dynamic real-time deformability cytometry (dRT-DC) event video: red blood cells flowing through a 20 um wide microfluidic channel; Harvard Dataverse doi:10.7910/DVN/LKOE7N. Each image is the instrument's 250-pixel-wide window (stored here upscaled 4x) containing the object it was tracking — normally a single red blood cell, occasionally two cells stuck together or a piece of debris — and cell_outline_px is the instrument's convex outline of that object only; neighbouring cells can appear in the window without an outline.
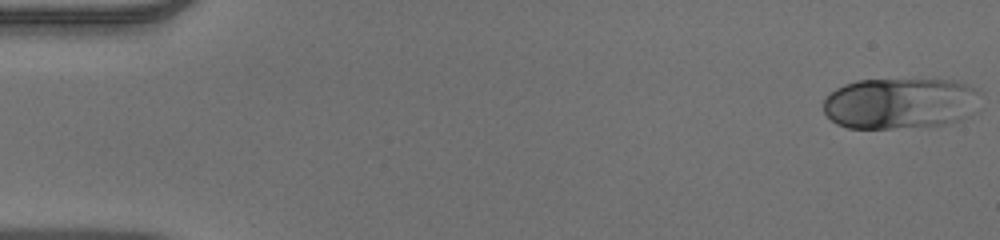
{"species": "human", "species_latin": "Homo sapiens", "temperature_condition": "warm", "stored_images_in_passage": 52, "camera_frame_rate_fps": 3000, "um_per_image_px": 0.085, "donor": {"sex": "male"}, "frame": {"image": 1, "passage_image": 1, "time_ms": 0.0, "image_size_px": [1000, 240], "cell_outline_px": [[980, 92], [968, 116], [960, 120], [944, 124], [892, 128], [848, 128], [836, 124], [824, 112], [824, 100], [836, 88], [844, 84], [856, 80], [952, 80], [968, 84], [976, 88]], "centroid_in_image_um": [76.47, 8.77], "position_along_channel_um": 8.5, "area_um2": 46.36}}
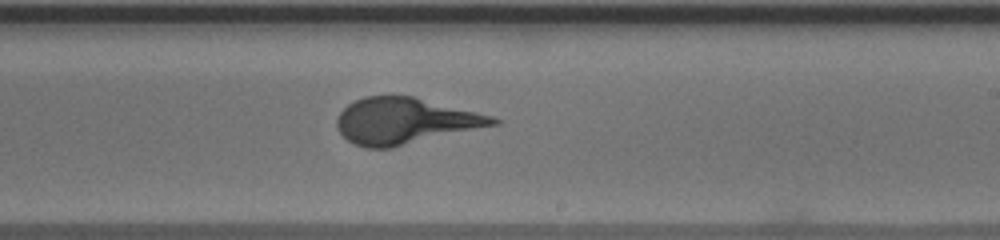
{"frame": {"image": 2, "passage_image": 31, "time_ms": 10.0, "image_size_px": [1000, 240], "cell_outline_px": [[504, 120], [500, 124], [392, 148], [364, 148], [352, 144], [336, 128], [336, 120], [340, 112], [348, 104], [364, 96], [412, 96], [492, 116]], "centroid_in_image_um": [34.42, 10.3], "position_along_channel_um": 254.6, "area_um2": 42.02}}
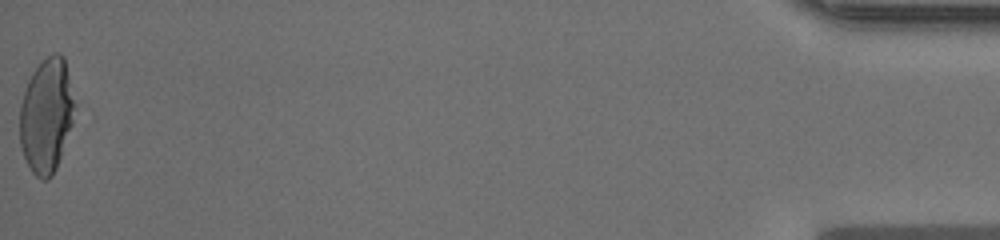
{"frame": {"image": 3, "passage_image": 52, "time_ms": 17.0, "image_size_px": [1000, 240], "cell_outline_px": [[76, 108], [72, 124], [56, 168], [52, 176], [48, 180], [40, 180], [32, 172], [20, 148], [20, 104], [28, 80], [32, 72], [52, 52], [60, 52], [64, 56]], "centroid_in_image_um": [3.95, 9.82], "position_along_channel_um": 431.3, "area_um2": 36.65}}